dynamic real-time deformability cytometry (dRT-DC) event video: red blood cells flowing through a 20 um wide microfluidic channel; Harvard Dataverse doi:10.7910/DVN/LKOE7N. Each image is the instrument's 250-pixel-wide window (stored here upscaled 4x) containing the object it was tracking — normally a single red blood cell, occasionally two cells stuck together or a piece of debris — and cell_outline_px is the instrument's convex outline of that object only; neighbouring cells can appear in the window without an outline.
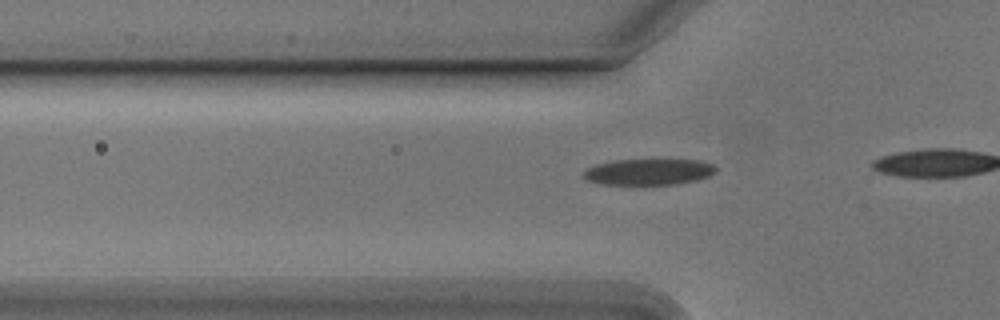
{"species": "Egyptian fruit bat (a non-hibernating species)", "species_latin": "Rousettus aegyptiacus", "temperature_condition": "cold", "stored_images_in_passage": 10, "camera_frame_rate_fps": 3000, "um_per_image_px": 0.085, "animal": {"sex": "male"}, "frame": {"image": 1, "passage_image": 5, "time_ms": 1.333, "image_size_px": [1000, 320], "cell_outline_px": [[716, 172], [708, 176], [696, 180], [676, 184], [600, 184], [588, 180], [584, 176], [584, 172], [588, 168], [596, 164], [616, 160], [696, 160], [712, 164], [716, 168]], "centroid_in_image_um": [55.14, 14.61], "position_along_channel_um": 70.7, "area_um2": 19.83}}
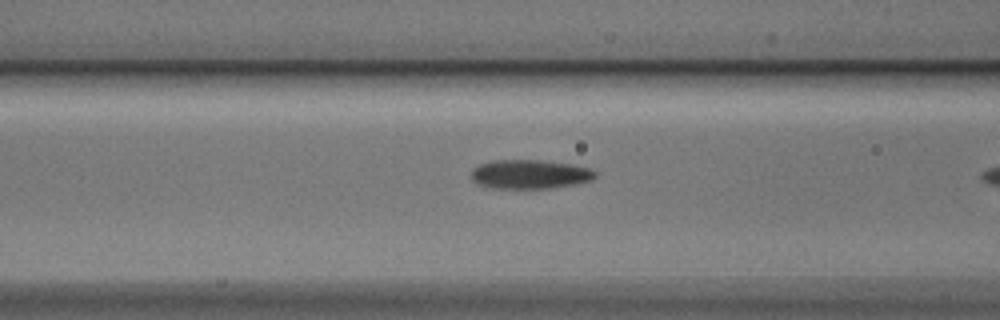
{"frame": {"image": 2, "passage_image": 9, "time_ms": 2.667, "image_size_px": [1000, 320], "cell_outline_px": [[596, 176], [592, 180], [576, 184], [548, 188], [492, 188], [476, 184], [472, 180], [472, 168], [480, 164], [496, 160], [536, 160], [568, 164], [592, 168], [596, 172]], "centroid_in_image_um": [45.03, 14.82], "position_along_channel_um": 121.6, "area_um2": 20.92}}